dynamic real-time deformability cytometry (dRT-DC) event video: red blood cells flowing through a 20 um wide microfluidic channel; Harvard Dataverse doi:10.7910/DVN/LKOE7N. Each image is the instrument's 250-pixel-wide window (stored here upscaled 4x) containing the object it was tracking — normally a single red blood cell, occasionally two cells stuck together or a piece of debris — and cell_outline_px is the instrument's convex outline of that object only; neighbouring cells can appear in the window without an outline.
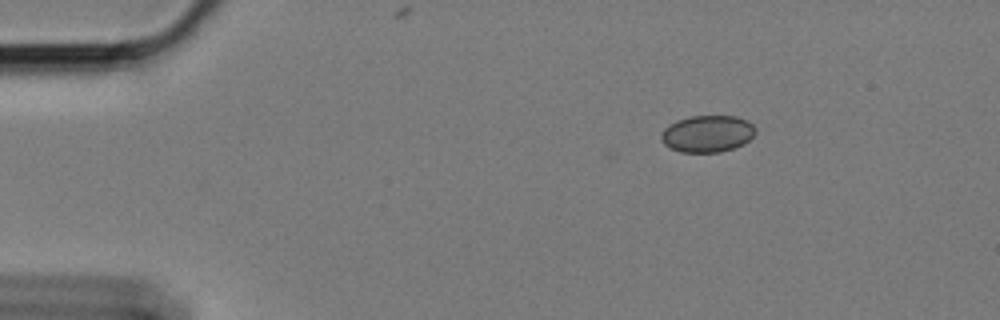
{"species": "Egyptian fruit bat (a non-hibernating species)", "species_latin": "Rousettus aegyptiacus", "temperature_condition": "cold", "stored_images_in_passage": 22, "camera_frame_rate_fps": 3000, "um_per_image_px": 0.085, "animal": {"sex": "female"}, "frame": {"image": 1, "passage_image": 1, "time_ms": 0.0, "image_size_px": [1000, 320], "cell_outline_px": [[756, 132], [744, 144], [720, 152], [680, 152], [664, 144], [660, 140], [660, 136], [664, 128], [676, 120], [692, 116], [736, 116], [748, 120], [756, 128]], "centroid_in_image_um": [60.13, 11.36], "position_along_channel_um": 24.9, "area_um2": 20.29}}
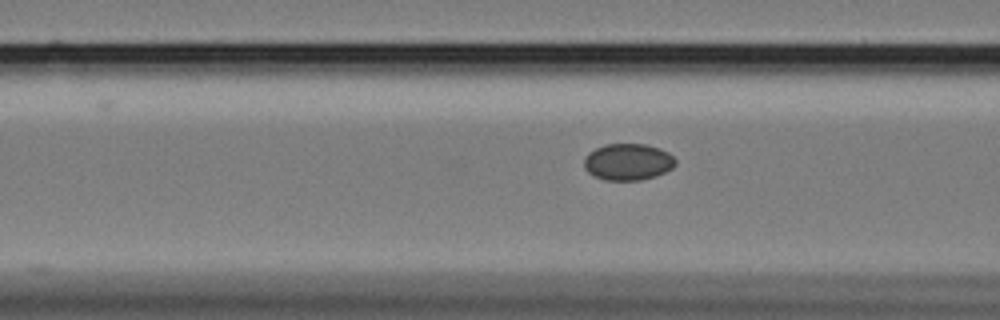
{"frame": {"image": 2, "passage_image": 15, "time_ms": 4.667, "image_size_px": [1000, 320], "cell_outline_px": [[676, 164], [672, 168], [664, 172], [640, 180], [604, 180], [588, 172], [584, 168], [584, 160], [588, 152], [604, 144], [648, 144], [660, 148], [668, 152], [676, 160]], "centroid_in_image_um": [53.37, 13.74], "position_along_channel_um": 113.2, "area_um2": 19.48}}
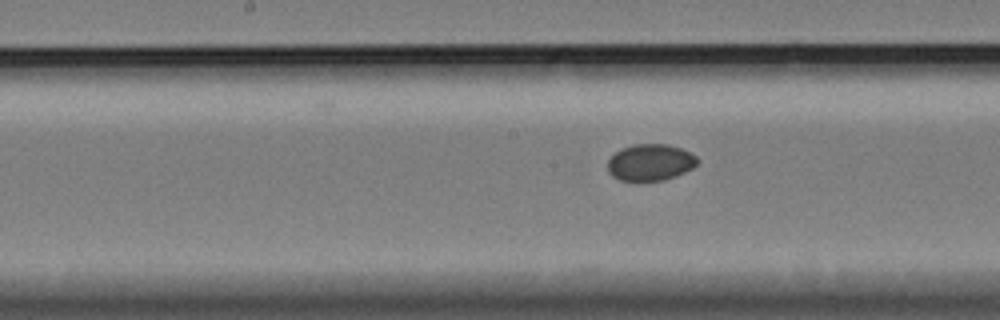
{"frame": {"image": 3, "passage_image": 22, "time_ms": 7.0, "image_size_px": [1000, 320], "cell_outline_px": [[700, 160], [692, 168], [676, 176], [664, 180], [620, 180], [612, 176], [608, 172], [608, 160], [620, 148], [632, 144], [668, 144], [692, 152]], "centroid_in_image_um": [55.29, 13.78], "position_along_channel_um": 192.9, "area_um2": 19.19}}